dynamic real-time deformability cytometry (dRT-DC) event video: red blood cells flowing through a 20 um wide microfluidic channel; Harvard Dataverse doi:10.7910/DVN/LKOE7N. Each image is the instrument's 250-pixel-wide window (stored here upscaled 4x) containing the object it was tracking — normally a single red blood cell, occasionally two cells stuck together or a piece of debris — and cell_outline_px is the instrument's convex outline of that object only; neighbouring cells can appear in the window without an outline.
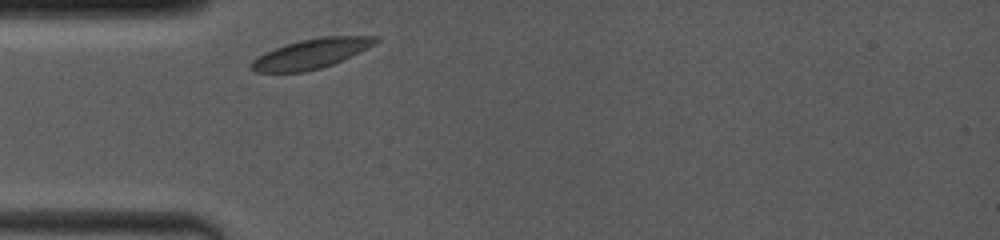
{"species": "common noctule bat (a hibernating species)", "species_latin": "Nyctalus noctula", "temperature_condition": "room temperature", "stored_images_in_passage": 3, "camera_frame_rate_fps": 4000, "um_per_image_px": 0.085, "animal": {"sex": "female", "body_mass_g": 19.0, "forearm_length_mm": 53.3}, "frame": {"image": 1, "passage_image": 1, "time_ms": 0.0, "image_size_px": [1000, 240], "cell_outline_px": [[380, 40], [332, 64], [320, 68], [304, 72], [256, 72], [248, 64], [252, 60], [276, 48], [300, 40], [320, 36], [380, 36]], "centroid_in_image_um": [26.42, 4.56], "position_along_channel_um": 58.6, "area_um2": 20.87}}